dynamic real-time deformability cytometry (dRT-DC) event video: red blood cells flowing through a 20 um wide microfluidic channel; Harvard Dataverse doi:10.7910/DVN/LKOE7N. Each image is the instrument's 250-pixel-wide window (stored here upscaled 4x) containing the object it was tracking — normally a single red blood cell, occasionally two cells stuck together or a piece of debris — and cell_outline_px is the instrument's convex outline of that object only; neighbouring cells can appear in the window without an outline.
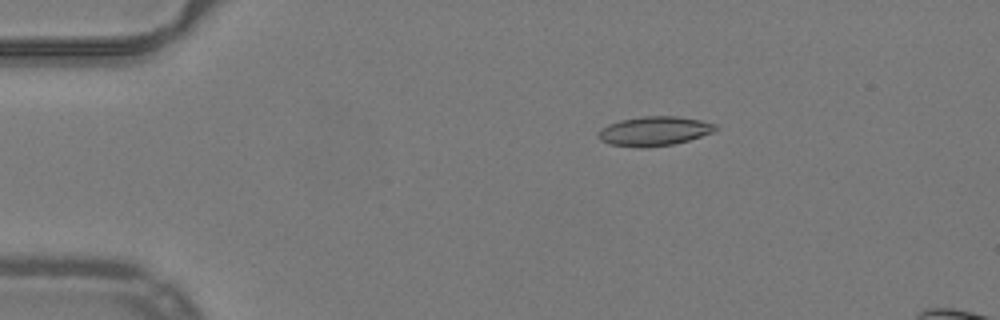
{"species": "common noctule bat (a hibernating species)", "species_latin": "Nyctalus noctula", "temperature_condition": "warm", "stored_images_in_passage": 51, "camera_frame_rate_fps": 3000, "um_per_image_px": 0.085, "animal": {"sex": "male", "body_mass_g": 19.2, "forearm_length_mm": 51.8}, "frame": {"image": 1, "passage_image": 9, "time_ms": 2.667, "image_size_px": [1000, 320], "cell_outline_px": [[716, 128], [712, 132], [688, 140], [672, 144], [648, 148], [636, 148], [608, 144], [600, 140], [596, 136], [600, 128], [608, 124], [620, 120], [644, 116], [676, 116], [700, 120], [716, 124]], "centroid_in_image_um": [55.53, 11.15], "position_along_channel_um": 29.5, "area_um2": 20.11}}
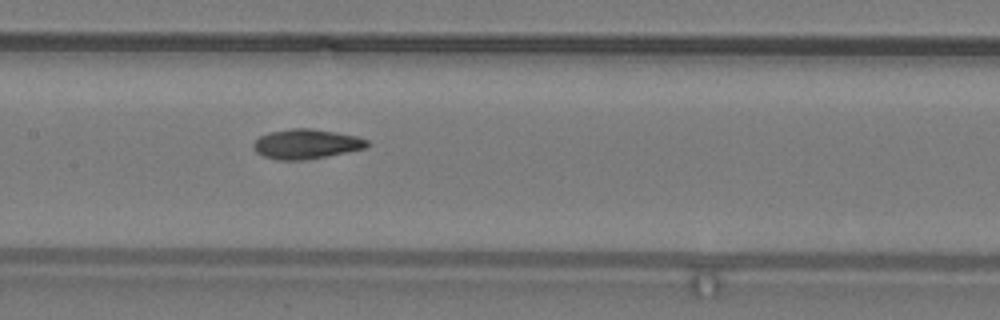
{"frame": {"image": 2, "passage_image": 25, "time_ms": 8.0, "image_size_px": [1000, 320], "cell_outline_px": [[368, 144], [364, 148], [328, 156], [300, 160], [280, 160], [264, 156], [256, 152], [252, 148], [252, 144], [260, 136], [268, 132], [292, 128], [312, 128], [336, 132], [356, 136], [368, 140]], "centroid_in_image_um": [25.99, 12.23], "position_along_channel_um": 181.4, "area_um2": 19.59}}
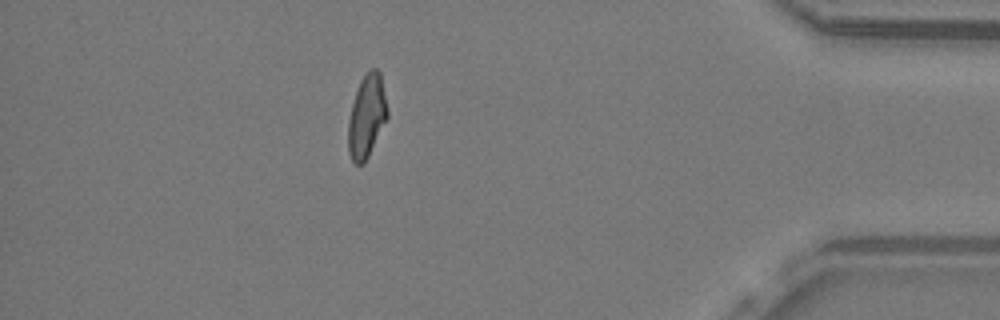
{"frame": {"image": 3, "passage_image": 45, "time_ms": 14.667, "image_size_px": [1000, 320], "cell_outline_px": [[388, 116], [364, 164], [356, 164], [352, 160], [348, 152], [348, 120], [352, 104], [360, 80], [372, 68], [376, 68], [380, 72], [388, 108]], "centroid_in_image_um": [31.17, 9.88], "position_along_channel_um": 404.0, "area_um2": 18.79}}